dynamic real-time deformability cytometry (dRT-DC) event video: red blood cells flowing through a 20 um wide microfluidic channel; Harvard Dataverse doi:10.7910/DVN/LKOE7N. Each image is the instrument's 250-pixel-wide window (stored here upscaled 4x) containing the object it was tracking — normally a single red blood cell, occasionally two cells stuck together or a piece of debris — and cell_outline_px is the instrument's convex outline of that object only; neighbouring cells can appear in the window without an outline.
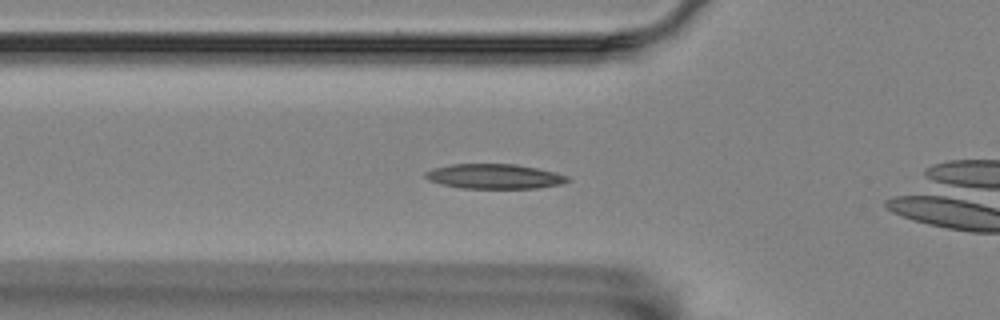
{"species": "Egyptian fruit bat (a non-hibernating species)", "species_latin": "Rousettus aegyptiacus", "temperature_condition": "room temperature", "stored_images_in_passage": 47, "camera_frame_rate_fps": 3000, "um_per_image_px": 0.085, "animal": {"sex": "female"}, "frame": {"image": 1, "passage_image": 9, "time_ms": 2.667, "image_size_px": [1000, 320], "cell_outline_px": [[572, 180], [560, 184], [536, 188], [460, 188], [440, 184], [428, 180], [424, 176], [424, 172], [432, 168], [452, 164], [516, 164], [556, 172], [568, 176]], "centroid_in_image_um": [42.0, 14.99], "position_along_channel_um": 83.8, "area_um2": 20.63}}
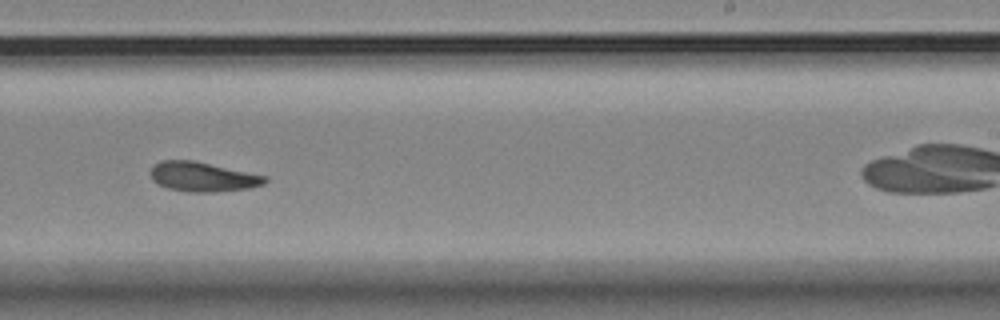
{"frame": {"image": 2, "passage_image": 25, "time_ms": 8.0, "image_size_px": [1000, 320], "cell_outline_px": [[268, 180], [264, 184], [252, 188], [216, 192], [188, 192], [168, 188], [152, 180], [152, 168], [160, 160], [192, 160], [268, 176]], "centroid_in_image_um": [17.29, 15.04], "position_along_channel_um": 271.7, "area_um2": 19.65}}
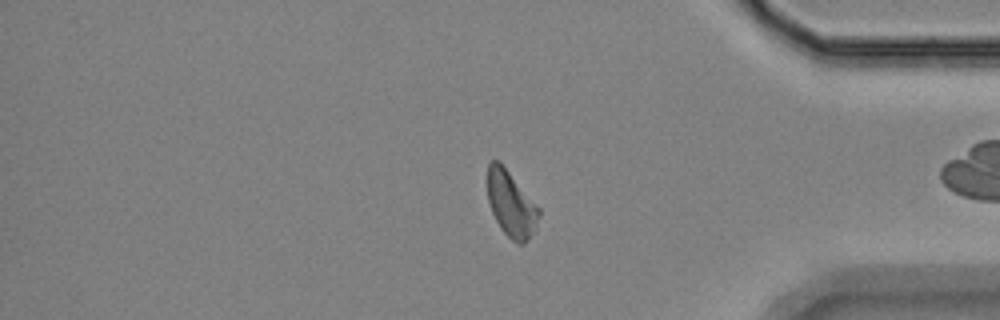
{"frame": {"image": 3, "passage_image": 37, "time_ms": 12.0, "image_size_px": [1000, 320], "cell_outline_px": [[540, 216], [536, 228], [528, 240], [524, 244], [520, 244], [512, 240], [500, 228], [492, 212], [488, 200], [488, 164], [492, 160], [500, 160], [540, 208]], "centroid_in_image_um": [43.46, 17.33], "position_along_channel_um": 391.7, "area_um2": 19.83}, "authors_computed_cell_mechanics": {"area_um2": 19.8254, "velocity_mm_per_s": 3.5096, "shape_relaxation_time_tau1_ms": 5.5882, "shape_relaxation_time_tau2_ms": null, "deformation_change_tau1": 0.1396, "deformation_change_tau2": null}}